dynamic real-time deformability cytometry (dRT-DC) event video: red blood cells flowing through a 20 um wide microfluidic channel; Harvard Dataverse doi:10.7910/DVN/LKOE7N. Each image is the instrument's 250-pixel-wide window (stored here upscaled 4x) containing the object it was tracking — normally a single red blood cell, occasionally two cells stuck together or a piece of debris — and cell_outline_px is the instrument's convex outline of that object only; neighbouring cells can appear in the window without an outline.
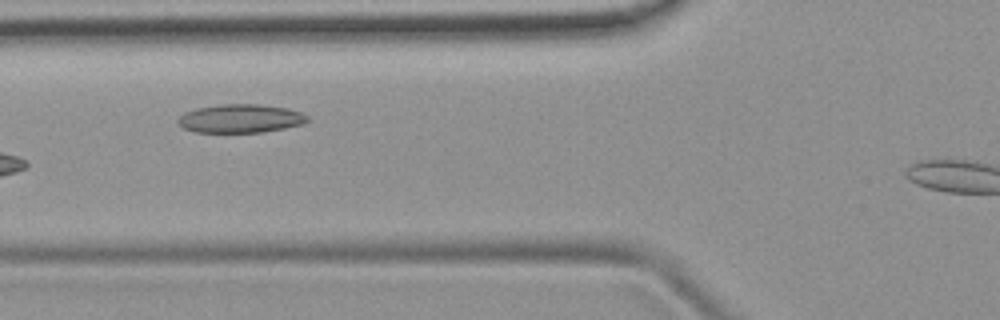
{"species": "common noctule bat (a hibernating species)", "species_latin": "Nyctalus noctula", "temperature_condition": "room temperature", "stored_images_in_passage": 5, "camera_frame_rate_fps": 3000, "um_per_image_px": 0.085, "animal": {"sex": "female", "body_mass_g": 19.9}, "frame": {"image": 1, "passage_image": 3, "time_ms": 2.333, "image_size_px": [1000, 320], "cell_outline_px": [[308, 120], [304, 124], [284, 128], [260, 132], [192, 132], [184, 128], [176, 120], [184, 112], [196, 108], [220, 104], [260, 104], [288, 108], [300, 112], [308, 116]], "centroid_in_image_um": [20.43, 10.07], "position_along_channel_um": 105.4, "area_um2": 21.56}}
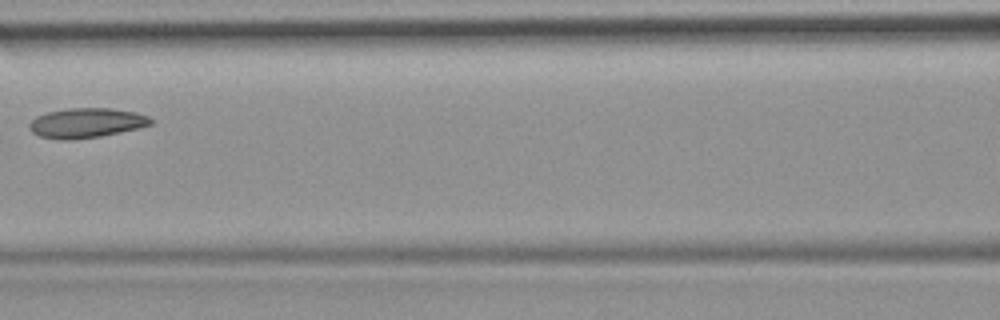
{"frame": {"image": 2, "passage_image": 4, "time_ms": 3.667, "image_size_px": [1000, 320], "cell_outline_px": [[152, 124], [140, 128], [100, 136], [72, 140], [60, 140], [40, 136], [32, 132], [28, 128], [28, 124], [36, 116], [48, 112], [68, 108], [112, 108], [136, 112], [148, 116], [152, 120]], "centroid_in_image_um": [7.33, 10.45], "position_along_channel_um": 159.3, "area_um2": 21.15}}